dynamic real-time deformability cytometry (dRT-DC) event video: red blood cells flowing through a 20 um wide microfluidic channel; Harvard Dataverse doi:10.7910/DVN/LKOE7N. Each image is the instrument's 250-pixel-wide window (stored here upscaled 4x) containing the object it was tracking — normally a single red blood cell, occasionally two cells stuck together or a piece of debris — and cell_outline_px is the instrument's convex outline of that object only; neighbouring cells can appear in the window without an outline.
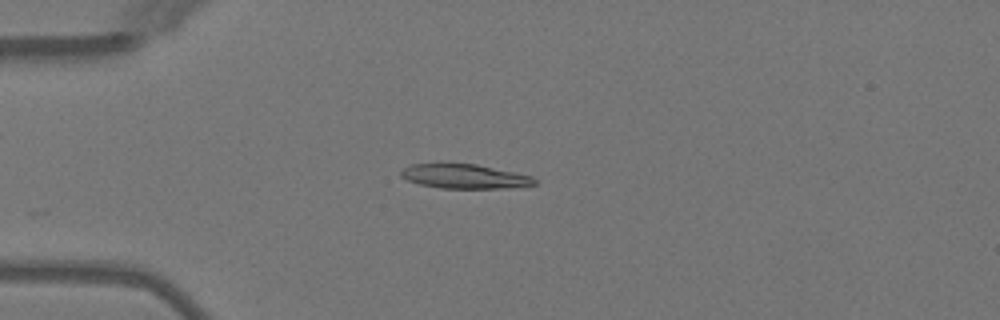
{"species": "Egyptian fruit bat (a non-hibernating species)", "species_latin": "Rousettus aegyptiacus", "temperature_condition": "warm", "stored_images_in_passage": 42, "camera_frame_rate_fps": 3000, "um_per_image_px": 0.085, "animal": {"sex": "female"}, "frame": {"image": 1, "passage_image": 14, "time_ms": 4.333, "image_size_px": [1000, 320], "cell_outline_px": [[536, 184], [508, 188], [440, 188], [420, 184], [408, 180], [400, 176], [400, 172], [404, 168], [412, 164], [476, 164], [532, 176], [536, 180]], "centroid_in_image_um": [39.49, 15.0], "position_along_channel_um": 45.5, "area_um2": 18.67}}
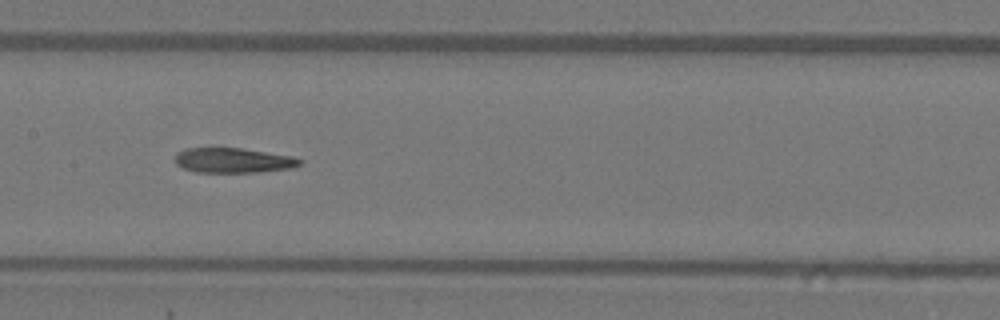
{"frame": {"image": 2, "passage_image": 26, "time_ms": 8.333, "image_size_px": [1000, 320], "cell_outline_px": [[304, 160], [300, 164], [292, 168], [260, 172], [196, 172], [184, 168], [176, 164], [176, 152], [184, 148], [240, 148], [292, 156]], "centroid_in_image_um": [19.83, 13.63], "position_along_channel_um": 187.6, "area_um2": 18.09}}
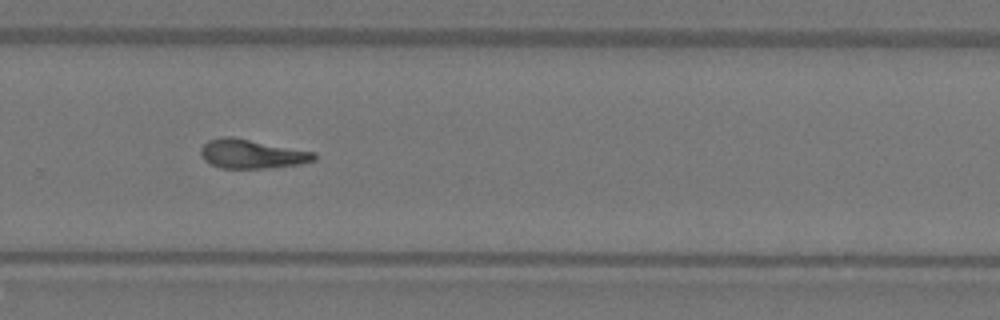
{"frame": {"image": 3, "passage_image": 35, "time_ms": 11.333, "image_size_px": [1000, 320], "cell_outline_px": [[316, 160], [300, 164], [268, 168], [220, 168], [208, 164], [204, 160], [200, 152], [200, 148], [208, 140], [224, 136], [232, 136], [316, 152]], "centroid_in_image_um": [21.39, 13.08], "position_along_channel_um": 308.4, "area_um2": 19.42}, "authors_computed_cell_mechanics": {"area_um2": 19.1607, "velocity_mm_per_s": 4.0551, "shape_relaxation_time_tau1_ms": 9.5262, "shape_relaxation_time_tau2_ms": 8.7337, "deformation_change_tau1": 0.2996, "deformation_change_tau2": 0.2077}}